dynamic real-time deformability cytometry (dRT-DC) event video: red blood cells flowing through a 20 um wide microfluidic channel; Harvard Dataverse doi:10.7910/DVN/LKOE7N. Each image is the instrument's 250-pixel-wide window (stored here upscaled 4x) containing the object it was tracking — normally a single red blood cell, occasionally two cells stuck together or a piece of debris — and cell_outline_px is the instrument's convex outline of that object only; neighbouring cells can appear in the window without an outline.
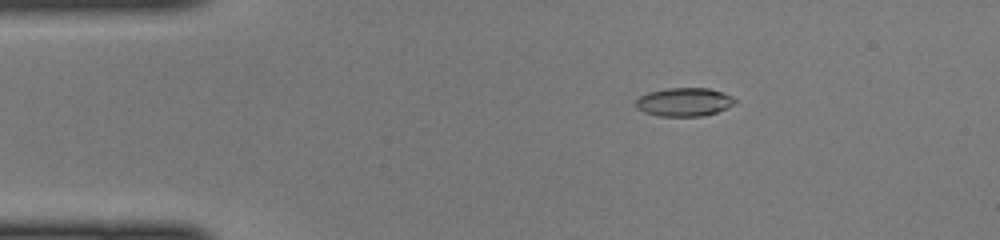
{"species": "common noctule bat (a hibernating species)", "species_latin": "Nyctalus noctula", "temperature_condition": "cold", "stored_images_in_passage": 47, "camera_frame_rate_fps": 3000, "um_per_image_px": 0.085, "animal": {"sex": "female", "body_mass_g": 22.0, "forearm_length_mm": 56.7}, "frame": {"image": 1, "passage_image": 8, "time_ms": 2.333, "image_size_px": [1000, 240], "cell_outline_px": [[736, 104], [716, 112], [704, 116], [660, 116], [644, 112], [636, 108], [636, 100], [640, 96], [648, 92], [668, 88], [708, 88], [724, 92], [732, 96], [736, 100]], "centroid_in_image_um": [58.17, 8.67], "position_along_channel_um": 26.8, "area_um2": 16.53}}
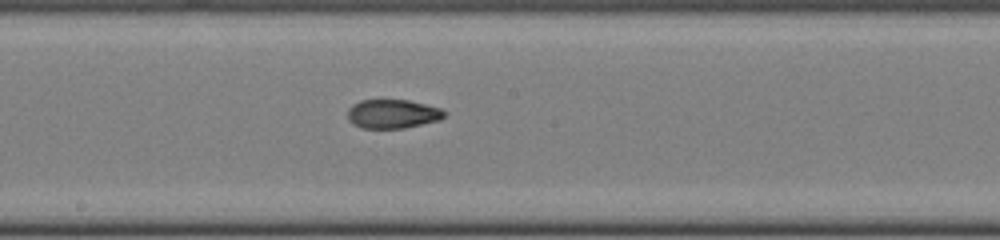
{"frame": {"image": 2, "passage_image": 25, "time_ms": 8.0, "image_size_px": [1000, 240], "cell_outline_px": [[444, 116], [440, 120], [404, 128], [360, 128], [352, 124], [348, 120], [348, 108], [352, 104], [360, 100], [408, 100], [440, 108], [444, 112]], "centroid_in_image_um": [33.32, 9.68], "position_along_channel_um": 214.9, "area_um2": 16.3}}
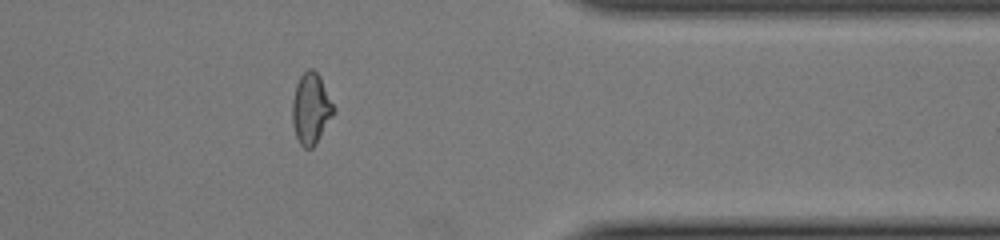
{"frame": {"image": 3, "passage_image": 38, "time_ms": 12.333, "image_size_px": [1000, 240], "cell_outline_px": [[336, 112], [316, 144], [312, 148], [304, 148], [300, 144], [296, 136], [292, 124], [292, 100], [296, 84], [300, 76], [308, 68], [312, 68], [320, 76], [336, 108]], "centroid_in_image_um": [26.45, 9.24], "position_along_channel_um": 385.0, "area_um2": 17.4}}